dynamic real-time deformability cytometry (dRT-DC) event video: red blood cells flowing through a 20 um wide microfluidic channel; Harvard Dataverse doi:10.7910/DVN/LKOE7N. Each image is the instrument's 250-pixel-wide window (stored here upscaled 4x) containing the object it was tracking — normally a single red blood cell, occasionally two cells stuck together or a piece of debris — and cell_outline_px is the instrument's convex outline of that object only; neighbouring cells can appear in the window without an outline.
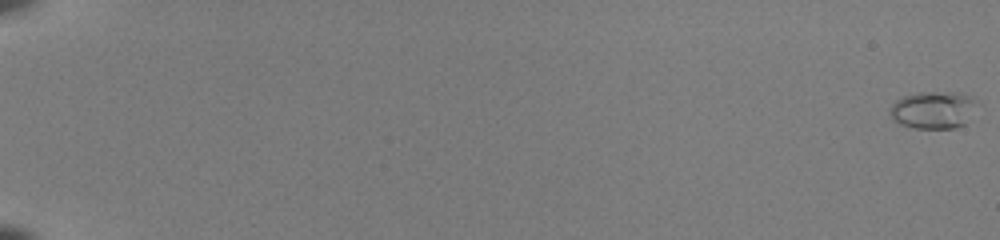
{"species": "common noctule bat (a hibernating species)", "species_latin": "Nyctalus noctula", "temperature_condition": "room temperature", "stored_images_in_passage": 54, "camera_frame_rate_fps": 3000, "um_per_image_px": 0.085, "animal": {"sex": "female", "body_mass_g": 22.0, "forearm_length_mm": 56.7}, "frame": {"image": 1, "passage_image": 1, "time_ms": 0.0, "image_size_px": [1000, 240], "cell_outline_px": [[980, 104], [964, 124], [952, 128], [916, 128], [900, 124], [892, 116], [892, 104], [896, 100], [904, 96], [916, 92], [964, 92], [972, 96]], "centroid_in_image_um": [79.41, 9.31], "position_along_channel_um": 5.6, "area_um2": 19.02}}
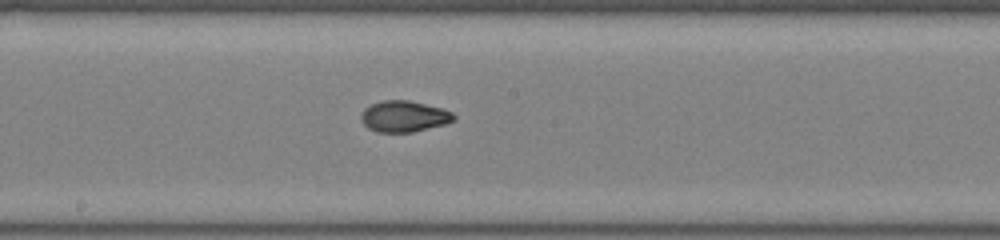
{"frame": {"image": 2, "passage_image": 33, "time_ms": 10.667, "image_size_px": [1000, 240], "cell_outline_px": [[456, 120], [444, 124], [412, 132], [376, 132], [368, 128], [360, 120], [360, 116], [364, 108], [368, 104], [380, 100], [408, 100], [444, 108], [452, 112], [456, 116]], "centroid_in_image_um": [34.32, 9.88], "position_along_channel_um": 213.9, "area_um2": 17.11}}
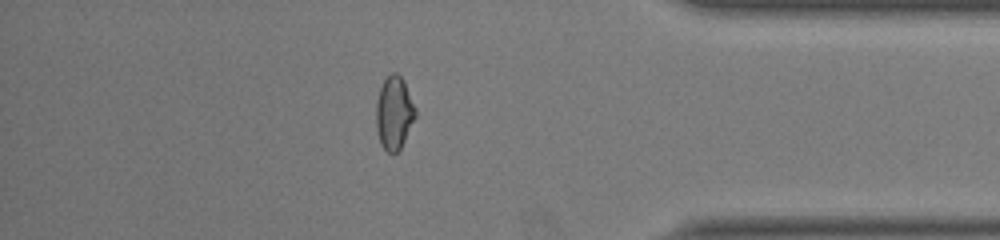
{"frame": {"image": 3, "passage_image": 48, "time_ms": 15.667, "image_size_px": [1000, 240], "cell_outline_px": [[416, 116], [400, 148], [396, 152], [388, 152], [380, 144], [376, 128], [376, 100], [380, 88], [384, 80], [392, 72], [396, 72], [404, 80], [416, 108]], "centroid_in_image_um": [33.49, 9.57], "position_along_channel_um": 401.7, "area_um2": 16.7}, "authors_computed_cell_mechanics": {"area_um2": 16.5019, "velocity_mm_per_s": 4.1059, "shape_relaxation_time_tau1_ms": null, "shape_relaxation_time_tau2_ms": 1.2437, "deformation_change_tau1": null, "deformation_change_tau2": 0.0567}}